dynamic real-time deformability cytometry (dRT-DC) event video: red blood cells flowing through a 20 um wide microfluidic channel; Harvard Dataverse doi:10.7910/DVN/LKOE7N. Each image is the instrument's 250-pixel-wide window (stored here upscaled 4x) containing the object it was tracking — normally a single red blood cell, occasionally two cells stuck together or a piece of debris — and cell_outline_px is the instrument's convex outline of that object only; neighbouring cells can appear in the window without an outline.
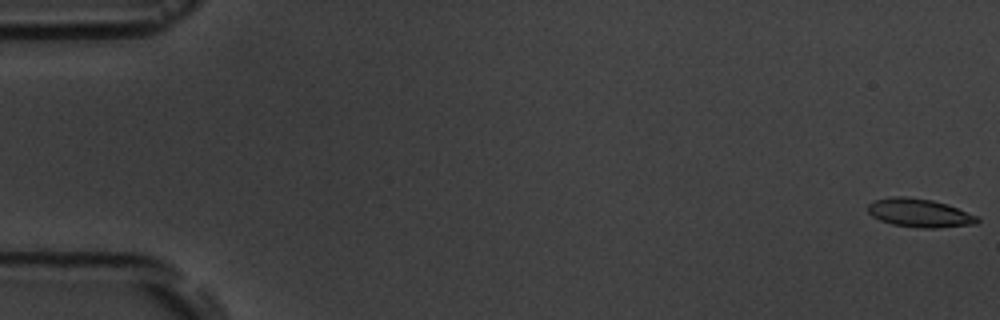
{"species": "common noctule bat (a hibernating species)", "species_latin": "Nyctalus noctula", "temperature_condition": "room temperature", "stored_images_in_passage": 7, "camera_frame_rate_fps": 3000, "um_per_image_px": 0.085, "animal": {"sex": "male", "body_mass_g": 19.5, "forearm_length_mm": 54.6}, "frame": {"image": 1, "passage_image": 1, "time_ms": 0.0, "image_size_px": [1000, 320], "cell_outline_px": [[980, 220], [976, 224], [936, 228], [916, 228], [892, 224], [880, 220], [872, 216], [868, 212], [868, 204], [876, 200], [892, 196], [904, 196], [932, 200], [948, 204], [980, 216]], "centroid_in_image_um": [78.2, 18.1], "position_along_channel_um": 6.8, "area_um2": 18.38}}
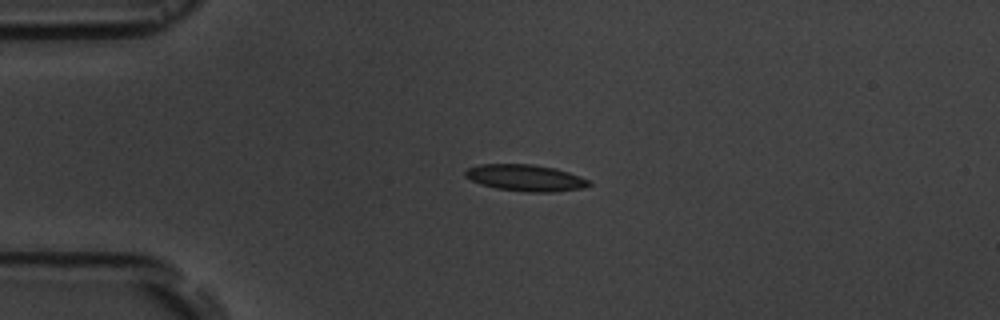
{"frame": {"image": 2, "passage_image": 5, "time_ms": 4.333, "image_size_px": [1000, 320], "cell_outline_px": [[592, 184], [584, 188], [556, 192], [528, 192], [496, 188], [480, 184], [464, 176], [464, 172], [468, 168], [480, 164], [532, 164], [556, 168], [580, 176], [588, 180]], "centroid_in_image_um": [44.68, 15.12], "position_along_channel_um": 40.3, "area_um2": 19.19}}
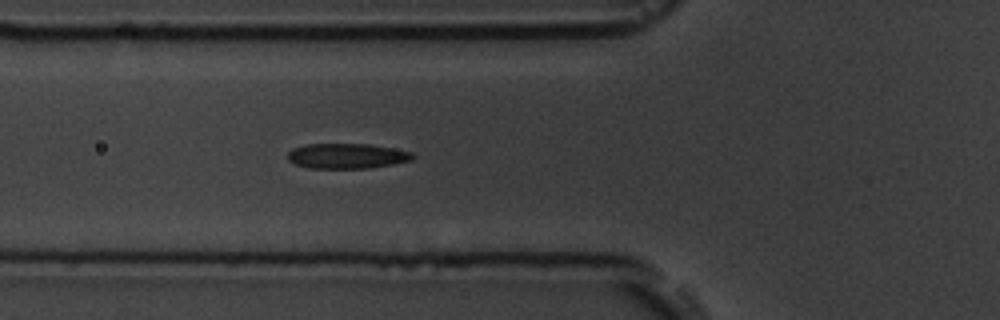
{"frame": {"image": 3, "passage_image": 7, "time_ms": 6.667, "image_size_px": [1000, 320], "cell_outline_px": [[416, 156], [412, 160], [392, 164], [368, 168], [308, 168], [296, 164], [288, 160], [288, 152], [292, 148], [304, 144], [368, 144], [392, 148], [412, 152]], "centroid_in_image_um": [29.47, 13.25], "position_along_channel_um": 96.3, "area_um2": 18.32}}